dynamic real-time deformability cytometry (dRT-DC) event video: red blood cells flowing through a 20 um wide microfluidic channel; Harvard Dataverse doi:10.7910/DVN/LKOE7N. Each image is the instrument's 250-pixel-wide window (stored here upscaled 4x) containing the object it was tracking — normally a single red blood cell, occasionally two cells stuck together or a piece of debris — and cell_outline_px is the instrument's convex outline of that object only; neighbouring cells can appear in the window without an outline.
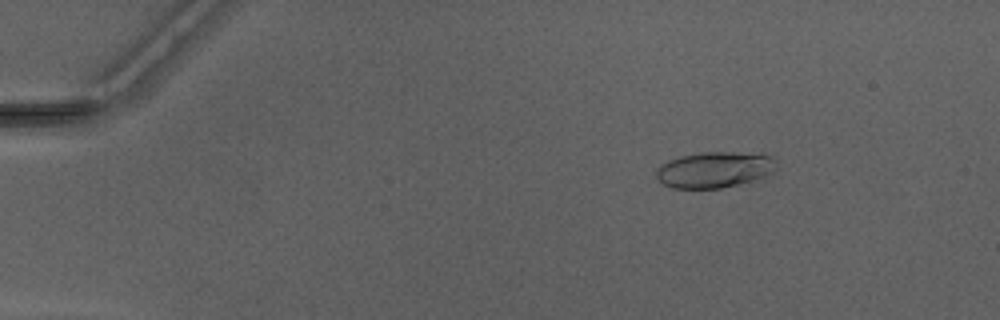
{"species": "Egyptian fruit bat (a non-hibernating species)", "species_latin": "Rousettus aegyptiacus", "temperature_condition": "warm", "stored_images_in_passage": 4, "camera_frame_rate_fps": 3000, "um_per_image_px": 0.085, "animal": {"sex": "male"}, "frame": {"image": 1, "passage_image": 3, "time_ms": 0.667, "image_size_px": [1000, 320], "cell_outline_px": [[772, 172], [764, 180], [720, 188], [672, 188], [664, 184], [656, 176], [656, 168], [660, 164], [668, 160], [680, 156], [700, 152], [732, 152], [772, 156]], "centroid_in_image_um": [60.7, 14.44], "position_along_channel_um": 24.3, "area_um2": 25.26}}